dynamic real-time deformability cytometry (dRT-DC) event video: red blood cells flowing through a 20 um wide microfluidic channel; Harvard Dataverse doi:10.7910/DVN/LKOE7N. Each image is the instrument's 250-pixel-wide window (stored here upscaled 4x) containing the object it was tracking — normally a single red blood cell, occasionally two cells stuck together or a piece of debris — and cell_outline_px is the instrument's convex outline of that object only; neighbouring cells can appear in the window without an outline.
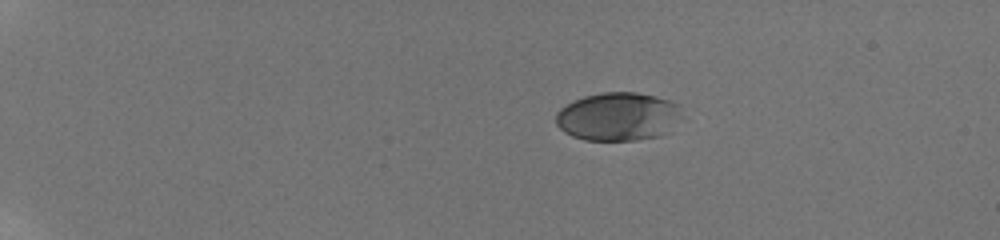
{"species": "human", "species_latin": "Homo sapiens", "temperature_condition": "room temperature", "stored_images_in_passage": 31, "camera_frame_rate_fps": 3000, "um_per_image_px": 0.085, "donor": {"sex": "male"}, "frame": {"image": 1, "passage_image": 1, "time_ms": 0.0, "image_size_px": [1000, 240], "cell_outline_px": [[684, 116], [660, 136], [636, 140], [584, 140], [572, 136], [564, 132], [556, 124], [556, 112], [560, 108], [572, 100], [584, 96], [604, 92], [636, 92], [656, 96], [680, 104]], "centroid_in_image_um": [52.54, 9.9], "position_along_channel_um": 32.5, "area_um2": 35.84}}
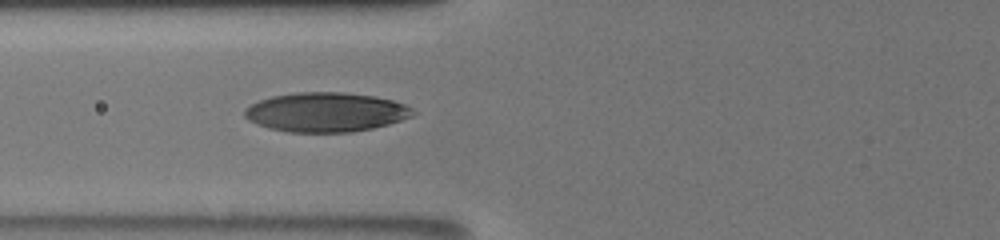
{"frame": {"image": 2, "passage_image": 14, "time_ms": 4.667, "image_size_px": [1000, 240], "cell_outline_px": [[416, 112], [412, 116], [388, 124], [372, 128], [352, 132], [288, 132], [268, 128], [256, 124], [248, 120], [244, 116], [244, 108], [260, 100], [272, 96], [296, 92], [344, 92], [372, 96], [392, 100], [404, 104], [412, 108]], "centroid_in_image_um": [27.67, 9.53], "position_along_channel_um": 98.1, "area_um2": 38.61}}
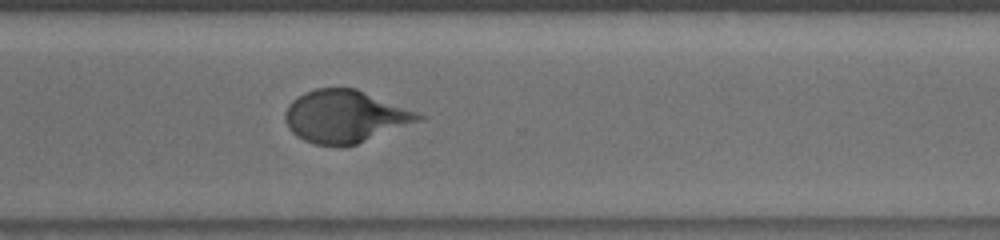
{"frame": {"image": 3, "passage_image": 31, "time_ms": 11.0, "image_size_px": [1000, 240], "cell_outline_px": [[424, 120], [356, 144], [344, 148], [340, 148], [316, 144], [304, 140], [296, 136], [288, 128], [284, 120], [284, 112], [288, 104], [292, 100], [304, 92], [316, 88], [356, 88], [416, 112], [424, 116]], "centroid_in_image_um": [29.29, 9.92], "position_along_channel_um": 341.3, "area_um2": 41.04}}